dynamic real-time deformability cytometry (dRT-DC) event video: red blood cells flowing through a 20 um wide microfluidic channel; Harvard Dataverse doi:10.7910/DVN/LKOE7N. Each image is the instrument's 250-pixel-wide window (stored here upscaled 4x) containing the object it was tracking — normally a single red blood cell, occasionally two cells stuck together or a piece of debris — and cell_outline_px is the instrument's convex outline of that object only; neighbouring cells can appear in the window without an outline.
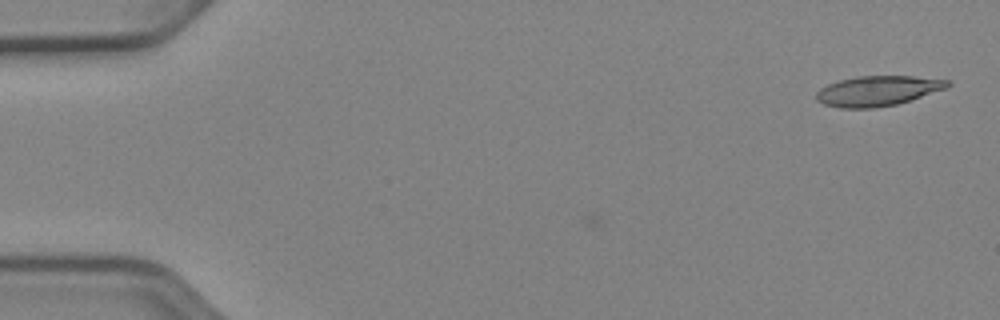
{"species": "Egyptian fruit bat (a non-hibernating species)", "species_latin": "Rousettus aegyptiacus", "temperature_condition": "cold", "stored_images_in_passage": 2, "camera_frame_rate_fps": 3000, "um_per_image_px": 0.085, "animal": {"sex": "female"}, "frame": {"image": 1, "passage_image": 2, "time_ms": 0.333, "image_size_px": [1000, 320], "cell_outline_px": [[952, 84], [948, 88], [896, 104], [872, 108], [840, 108], [824, 104], [816, 100], [816, 92], [820, 88], [828, 84], [840, 80], [856, 76], [912, 76], [948, 80]], "centroid_in_image_um": [74.59, 7.72], "position_along_channel_um": 10.4, "area_um2": 22.95}}